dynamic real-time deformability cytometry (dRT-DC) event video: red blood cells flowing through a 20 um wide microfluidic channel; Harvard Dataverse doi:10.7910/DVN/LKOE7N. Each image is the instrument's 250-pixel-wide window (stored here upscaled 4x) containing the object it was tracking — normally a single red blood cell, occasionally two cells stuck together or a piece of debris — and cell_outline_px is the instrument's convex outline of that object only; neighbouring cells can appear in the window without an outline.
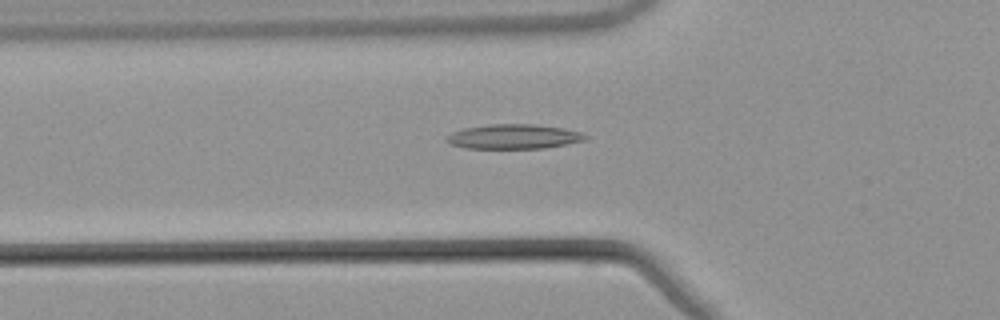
{"species": "common noctule bat (a hibernating species)", "species_latin": "Nyctalus noctula", "temperature_condition": "warm", "stored_images_in_passage": 44, "camera_frame_rate_fps": 3000, "um_per_image_px": 0.085, "animal": {"sex": "male", "body_mass_g": 21.5, "forearm_length_mm": 52.0}, "frame": {"image": 1, "passage_image": 12, "time_ms": 3.667, "image_size_px": [1000, 320], "cell_outline_px": [[588, 136], [584, 140], [544, 148], [464, 148], [452, 144], [444, 140], [452, 132], [464, 128], [488, 124], [532, 124], [564, 128], [580, 132]], "centroid_in_image_um": [43.63, 11.6], "position_along_channel_um": 82.2, "area_um2": 19.71}}
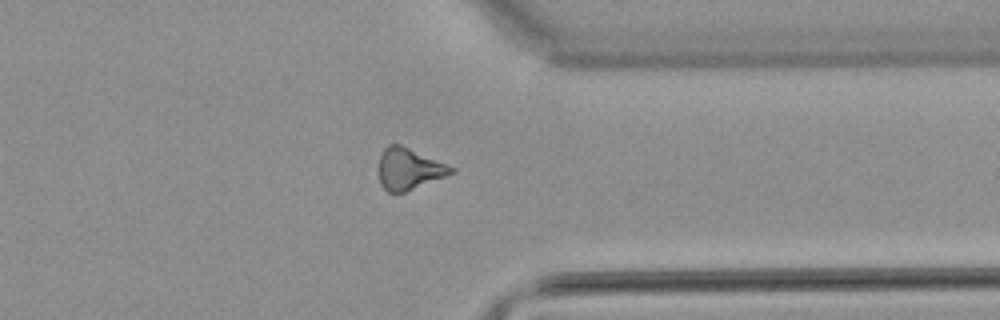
{"frame": {"image": 2, "passage_image": 35, "time_ms": 11.333, "image_size_px": [1000, 320], "cell_outline_px": [[456, 172], [404, 192], [388, 192], [380, 184], [380, 156], [384, 148], [388, 144], [400, 144], [448, 164], [456, 168]], "centroid_in_image_um": [34.79, 14.34], "position_along_channel_um": 376.6, "area_um2": 17.34}}
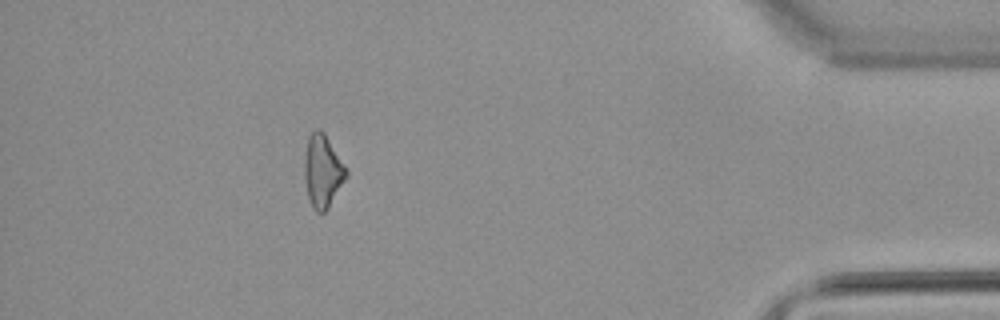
{"frame": {"image": 3, "passage_image": 41, "time_ms": 13.333, "image_size_px": [1000, 320], "cell_outline_px": [[348, 176], [328, 208], [324, 212], [316, 212], [312, 208], [308, 196], [304, 176], [304, 156], [308, 136], [316, 128], [320, 128], [324, 132], [344, 164], [348, 172]], "centroid_in_image_um": [27.42, 14.53], "position_along_channel_um": 407.8, "area_um2": 17.8}}